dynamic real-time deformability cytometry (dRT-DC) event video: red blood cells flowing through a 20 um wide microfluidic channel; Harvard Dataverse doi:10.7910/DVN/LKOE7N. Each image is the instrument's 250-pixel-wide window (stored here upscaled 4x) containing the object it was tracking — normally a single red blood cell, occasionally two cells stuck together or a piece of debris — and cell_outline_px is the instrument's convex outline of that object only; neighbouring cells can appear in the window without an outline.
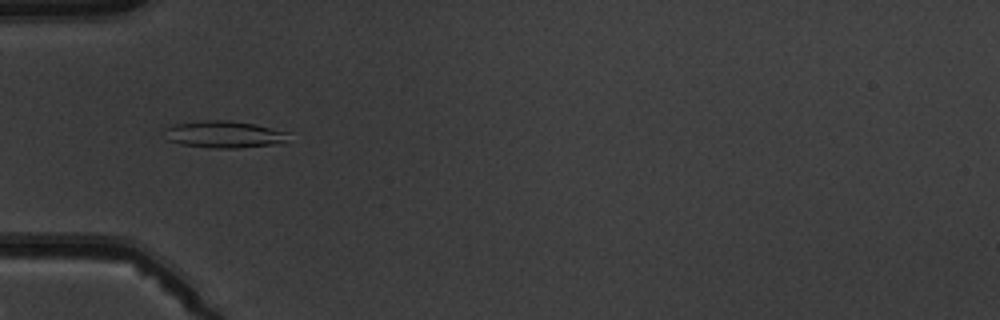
{"species": "common noctule bat (a hibernating species)", "species_latin": "Nyctalus noctula", "temperature_condition": "warm", "stored_images_in_passage": 8, "camera_frame_rate_fps": 3000, "um_per_image_px": 0.085, "animal": {"sex": "male", "body_mass_g": 19.5, "forearm_length_mm": 54.6}, "frame": {"image": 1, "passage_image": 5, "time_ms": 5.333, "image_size_px": [1000, 320], "cell_outline_px": [[288, 132], [284, 140], [272, 144], [240, 148], [212, 148], [180, 144], [168, 140], [164, 128], [176, 124], [204, 120], [228, 120], [256, 124]], "centroid_in_image_um": [18.99, 11.41], "position_along_channel_um": 66.0, "area_um2": 19.19}}
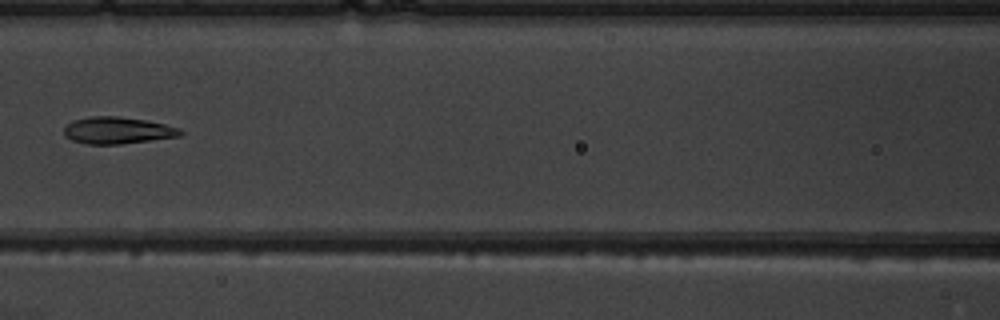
{"frame": {"image": 2, "passage_image": 7, "time_ms": 7.667, "image_size_px": [1000, 320], "cell_outline_px": [[184, 132], [180, 136], [120, 144], [84, 144], [72, 140], [64, 136], [64, 128], [72, 120], [88, 116], [116, 116], [144, 120], [164, 124], [180, 128]], "centroid_in_image_um": [9.96, 11.08], "position_along_channel_um": 156.6, "area_um2": 18.21}}
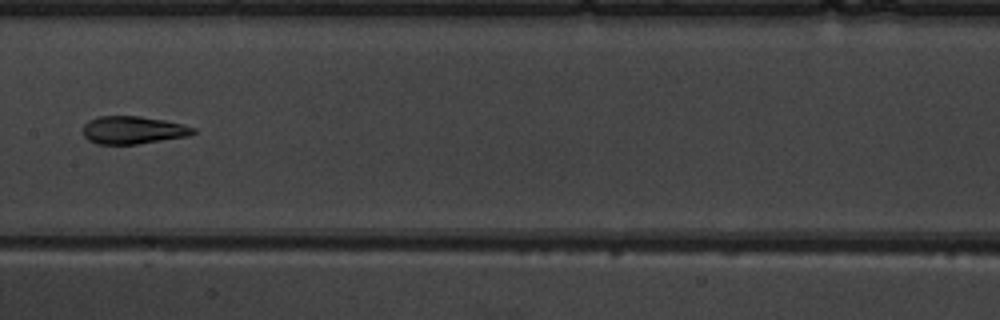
{"frame": {"image": 3, "passage_image": 8, "time_ms": 8.667, "image_size_px": [1000, 320], "cell_outline_px": [[196, 132], [188, 136], [136, 144], [96, 144], [88, 140], [84, 136], [84, 124], [88, 120], [96, 116], [140, 116], [164, 120], [184, 124], [196, 128]], "centroid_in_image_um": [11.3, 11.05], "position_along_channel_um": 196.1, "area_um2": 17.92}}